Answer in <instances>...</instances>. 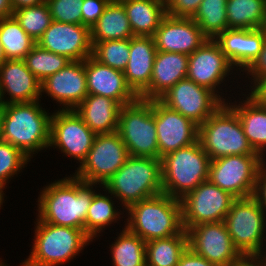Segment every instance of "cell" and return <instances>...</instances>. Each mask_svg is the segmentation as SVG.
<instances>
[{
	"label": "cell",
	"mask_w": 266,
	"mask_h": 266,
	"mask_svg": "<svg viewBox=\"0 0 266 266\" xmlns=\"http://www.w3.org/2000/svg\"><path fill=\"white\" fill-rule=\"evenodd\" d=\"M93 185L67 177L46 186L38 198V220L59 226L83 229L94 194Z\"/></svg>",
	"instance_id": "obj_1"
},
{
	"label": "cell",
	"mask_w": 266,
	"mask_h": 266,
	"mask_svg": "<svg viewBox=\"0 0 266 266\" xmlns=\"http://www.w3.org/2000/svg\"><path fill=\"white\" fill-rule=\"evenodd\" d=\"M2 141L20 149L27 157L50 147L51 116L38 100L29 103L3 104Z\"/></svg>",
	"instance_id": "obj_2"
},
{
	"label": "cell",
	"mask_w": 266,
	"mask_h": 266,
	"mask_svg": "<svg viewBox=\"0 0 266 266\" xmlns=\"http://www.w3.org/2000/svg\"><path fill=\"white\" fill-rule=\"evenodd\" d=\"M130 215L125 226L145 242L180 234L183 230L182 207L179 199L160 194L127 208Z\"/></svg>",
	"instance_id": "obj_3"
},
{
	"label": "cell",
	"mask_w": 266,
	"mask_h": 266,
	"mask_svg": "<svg viewBox=\"0 0 266 266\" xmlns=\"http://www.w3.org/2000/svg\"><path fill=\"white\" fill-rule=\"evenodd\" d=\"M103 186L126 209L133 203L160 195L163 193L161 159L129 156Z\"/></svg>",
	"instance_id": "obj_4"
},
{
	"label": "cell",
	"mask_w": 266,
	"mask_h": 266,
	"mask_svg": "<svg viewBox=\"0 0 266 266\" xmlns=\"http://www.w3.org/2000/svg\"><path fill=\"white\" fill-rule=\"evenodd\" d=\"M211 159L200 141L161 158L163 193L181 200L209 178Z\"/></svg>",
	"instance_id": "obj_5"
},
{
	"label": "cell",
	"mask_w": 266,
	"mask_h": 266,
	"mask_svg": "<svg viewBox=\"0 0 266 266\" xmlns=\"http://www.w3.org/2000/svg\"><path fill=\"white\" fill-rule=\"evenodd\" d=\"M198 140L211 160L259 154L248 143L236 111L225 102L199 126Z\"/></svg>",
	"instance_id": "obj_6"
},
{
	"label": "cell",
	"mask_w": 266,
	"mask_h": 266,
	"mask_svg": "<svg viewBox=\"0 0 266 266\" xmlns=\"http://www.w3.org/2000/svg\"><path fill=\"white\" fill-rule=\"evenodd\" d=\"M37 221L33 249L22 266H58L75 257L91 240L83 229Z\"/></svg>",
	"instance_id": "obj_7"
},
{
	"label": "cell",
	"mask_w": 266,
	"mask_h": 266,
	"mask_svg": "<svg viewBox=\"0 0 266 266\" xmlns=\"http://www.w3.org/2000/svg\"><path fill=\"white\" fill-rule=\"evenodd\" d=\"M224 222L233 245L245 259L266 258L262 254L265 212L252 196L237 198Z\"/></svg>",
	"instance_id": "obj_8"
},
{
	"label": "cell",
	"mask_w": 266,
	"mask_h": 266,
	"mask_svg": "<svg viewBox=\"0 0 266 266\" xmlns=\"http://www.w3.org/2000/svg\"><path fill=\"white\" fill-rule=\"evenodd\" d=\"M117 132L126 145L129 156L159 159L153 100L138 98L123 105Z\"/></svg>",
	"instance_id": "obj_9"
},
{
	"label": "cell",
	"mask_w": 266,
	"mask_h": 266,
	"mask_svg": "<svg viewBox=\"0 0 266 266\" xmlns=\"http://www.w3.org/2000/svg\"><path fill=\"white\" fill-rule=\"evenodd\" d=\"M260 154L231 155L211 160L208 180L236 198L253 196L259 170L265 166Z\"/></svg>",
	"instance_id": "obj_10"
},
{
	"label": "cell",
	"mask_w": 266,
	"mask_h": 266,
	"mask_svg": "<svg viewBox=\"0 0 266 266\" xmlns=\"http://www.w3.org/2000/svg\"><path fill=\"white\" fill-rule=\"evenodd\" d=\"M129 157L119 133L97 134L86 159L74 176L84 182L104 183L112 177Z\"/></svg>",
	"instance_id": "obj_11"
},
{
	"label": "cell",
	"mask_w": 266,
	"mask_h": 266,
	"mask_svg": "<svg viewBox=\"0 0 266 266\" xmlns=\"http://www.w3.org/2000/svg\"><path fill=\"white\" fill-rule=\"evenodd\" d=\"M236 199L209 180L200 183L180 200L184 230L203 223L224 221Z\"/></svg>",
	"instance_id": "obj_12"
},
{
	"label": "cell",
	"mask_w": 266,
	"mask_h": 266,
	"mask_svg": "<svg viewBox=\"0 0 266 266\" xmlns=\"http://www.w3.org/2000/svg\"><path fill=\"white\" fill-rule=\"evenodd\" d=\"M186 233L188 247L217 266H241L245 260L233 245L224 221L199 224Z\"/></svg>",
	"instance_id": "obj_13"
},
{
	"label": "cell",
	"mask_w": 266,
	"mask_h": 266,
	"mask_svg": "<svg viewBox=\"0 0 266 266\" xmlns=\"http://www.w3.org/2000/svg\"><path fill=\"white\" fill-rule=\"evenodd\" d=\"M159 100L198 126L205 122L225 101L212 90L189 78L178 81Z\"/></svg>",
	"instance_id": "obj_14"
},
{
	"label": "cell",
	"mask_w": 266,
	"mask_h": 266,
	"mask_svg": "<svg viewBox=\"0 0 266 266\" xmlns=\"http://www.w3.org/2000/svg\"><path fill=\"white\" fill-rule=\"evenodd\" d=\"M96 135L75 110L60 109L52 114L49 146H57L66 155L81 161V164L86 159Z\"/></svg>",
	"instance_id": "obj_15"
},
{
	"label": "cell",
	"mask_w": 266,
	"mask_h": 266,
	"mask_svg": "<svg viewBox=\"0 0 266 266\" xmlns=\"http://www.w3.org/2000/svg\"><path fill=\"white\" fill-rule=\"evenodd\" d=\"M159 159L198 141L199 126L159 99H153Z\"/></svg>",
	"instance_id": "obj_16"
},
{
	"label": "cell",
	"mask_w": 266,
	"mask_h": 266,
	"mask_svg": "<svg viewBox=\"0 0 266 266\" xmlns=\"http://www.w3.org/2000/svg\"><path fill=\"white\" fill-rule=\"evenodd\" d=\"M36 44L44 50L63 55L71 61H82L92 56L90 28L83 24L52 20Z\"/></svg>",
	"instance_id": "obj_17"
},
{
	"label": "cell",
	"mask_w": 266,
	"mask_h": 266,
	"mask_svg": "<svg viewBox=\"0 0 266 266\" xmlns=\"http://www.w3.org/2000/svg\"><path fill=\"white\" fill-rule=\"evenodd\" d=\"M157 51L192 54L208 38L192 18L166 15L154 36Z\"/></svg>",
	"instance_id": "obj_18"
},
{
	"label": "cell",
	"mask_w": 266,
	"mask_h": 266,
	"mask_svg": "<svg viewBox=\"0 0 266 266\" xmlns=\"http://www.w3.org/2000/svg\"><path fill=\"white\" fill-rule=\"evenodd\" d=\"M232 64L214 39H207L198 49L189 55L187 78L213 92L228 76Z\"/></svg>",
	"instance_id": "obj_19"
},
{
	"label": "cell",
	"mask_w": 266,
	"mask_h": 266,
	"mask_svg": "<svg viewBox=\"0 0 266 266\" xmlns=\"http://www.w3.org/2000/svg\"><path fill=\"white\" fill-rule=\"evenodd\" d=\"M42 92L48 93L60 105H65L62 110H74L88 95L85 60L71 61L46 78L41 82Z\"/></svg>",
	"instance_id": "obj_20"
},
{
	"label": "cell",
	"mask_w": 266,
	"mask_h": 266,
	"mask_svg": "<svg viewBox=\"0 0 266 266\" xmlns=\"http://www.w3.org/2000/svg\"><path fill=\"white\" fill-rule=\"evenodd\" d=\"M85 72L88 94L111 98L121 106L139 98L122 71L103 65L92 56L85 59Z\"/></svg>",
	"instance_id": "obj_21"
},
{
	"label": "cell",
	"mask_w": 266,
	"mask_h": 266,
	"mask_svg": "<svg viewBox=\"0 0 266 266\" xmlns=\"http://www.w3.org/2000/svg\"><path fill=\"white\" fill-rule=\"evenodd\" d=\"M232 66L246 70L258 57L266 40V27L226 29L214 39Z\"/></svg>",
	"instance_id": "obj_22"
},
{
	"label": "cell",
	"mask_w": 266,
	"mask_h": 266,
	"mask_svg": "<svg viewBox=\"0 0 266 266\" xmlns=\"http://www.w3.org/2000/svg\"><path fill=\"white\" fill-rule=\"evenodd\" d=\"M9 93L10 100H3ZM0 93L3 104L39 101L41 82L26 67L23 59L6 60L0 66Z\"/></svg>",
	"instance_id": "obj_23"
},
{
	"label": "cell",
	"mask_w": 266,
	"mask_h": 266,
	"mask_svg": "<svg viewBox=\"0 0 266 266\" xmlns=\"http://www.w3.org/2000/svg\"><path fill=\"white\" fill-rule=\"evenodd\" d=\"M189 56L157 51L149 86L139 95L145 100L159 99L178 81L187 77Z\"/></svg>",
	"instance_id": "obj_24"
},
{
	"label": "cell",
	"mask_w": 266,
	"mask_h": 266,
	"mask_svg": "<svg viewBox=\"0 0 266 266\" xmlns=\"http://www.w3.org/2000/svg\"><path fill=\"white\" fill-rule=\"evenodd\" d=\"M156 54L153 37L130 38L129 60L123 73L127 84L138 96L149 86Z\"/></svg>",
	"instance_id": "obj_25"
},
{
	"label": "cell",
	"mask_w": 266,
	"mask_h": 266,
	"mask_svg": "<svg viewBox=\"0 0 266 266\" xmlns=\"http://www.w3.org/2000/svg\"><path fill=\"white\" fill-rule=\"evenodd\" d=\"M121 107L111 98L88 94L74 110L94 133L104 134L117 131Z\"/></svg>",
	"instance_id": "obj_26"
},
{
	"label": "cell",
	"mask_w": 266,
	"mask_h": 266,
	"mask_svg": "<svg viewBox=\"0 0 266 266\" xmlns=\"http://www.w3.org/2000/svg\"><path fill=\"white\" fill-rule=\"evenodd\" d=\"M121 3L134 36L153 37L167 15L165 0H126Z\"/></svg>",
	"instance_id": "obj_27"
},
{
	"label": "cell",
	"mask_w": 266,
	"mask_h": 266,
	"mask_svg": "<svg viewBox=\"0 0 266 266\" xmlns=\"http://www.w3.org/2000/svg\"><path fill=\"white\" fill-rule=\"evenodd\" d=\"M241 105H230L237 113L243 132L253 150L263 156L266 148V105L251 94Z\"/></svg>",
	"instance_id": "obj_28"
},
{
	"label": "cell",
	"mask_w": 266,
	"mask_h": 266,
	"mask_svg": "<svg viewBox=\"0 0 266 266\" xmlns=\"http://www.w3.org/2000/svg\"><path fill=\"white\" fill-rule=\"evenodd\" d=\"M133 37V31L121 2L110 0L103 14L99 17L97 22L90 27L91 42L123 40Z\"/></svg>",
	"instance_id": "obj_29"
},
{
	"label": "cell",
	"mask_w": 266,
	"mask_h": 266,
	"mask_svg": "<svg viewBox=\"0 0 266 266\" xmlns=\"http://www.w3.org/2000/svg\"><path fill=\"white\" fill-rule=\"evenodd\" d=\"M229 29H259L266 27V0H227Z\"/></svg>",
	"instance_id": "obj_30"
},
{
	"label": "cell",
	"mask_w": 266,
	"mask_h": 266,
	"mask_svg": "<svg viewBox=\"0 0 266 266\" xmlns=\"http://www.w3.org/2000/svg\"><path fill=\"white\" fill-rule=\"evenodd\" d=\"M188 248L185 230L178 235L146 242V266H177Z\"/></svg>",
	"instance_id": "obj_31"
},
{
	"label": "cell",
	"mask_w": 266,
	"mask_h": 266,
	"mask_svg": "<svg viewBox=\"0 0 266 266\" xmlns=\"http://www.w3.org/2000/svg\"><path fill=\"white\" fill-rule=\"evenodd\" d=\"M0 42L7 60L24 59L36 45L14 16L0 19Z\"/></svg>",
	"instance_id": "obj_32"
},
{
	"label": "cell",
	"mask_w": 266,
	"mask_h": 266,
	"mask_svg": "<svg viewBox=\"0 0 266 266\" xmlns=\"http://www.w3.org/2000/svg\"><path fill=\"white\" fill-rule=\"evenodd\" d=\"M114 266H146V242L126 227L111 247Z\"/></svg>",
	"instance_id": "obj_33"
},
{
	"label": "cell",
	"mask_w": 266,
	"mask_h": 266,
	"mask_svg": "<svg viewBox=\"0 0 266 266\" xmlns=\"http://www.w3.org/2000/svg\"><path fill=\"white\" fill-rule=\"evenodd\" d=\"M227 0H202L192 19L208 39H215L228 29Z\"/></svg>",
	"instance_id": "obj_34"
},
{
	"label": "cell",
	"mask_w": 266,
	"mask_h": 266,
	"mask_svg": "<svg viewBox=\"0 0 266 266\" xmlns=\"http://www.w3.org/2000/svg\"><path fill=\"white\" fill-rule=\"evenodd\" d=\"M23 60L26 67L40 82L71 62L67 57L44 50L37 44L26 54Z\"/></svg>",
	"instance_id": "obj_35"
},
{
	"label": "cell",
	"mask_w": 266,
	"mask_h": 266,
	"mask_svg": "<svg viewBox=\"0 0 266 266\" xmlns=\"http://www.w3.org/2000/svg\"><path fill=\"white\" fill-rule=\"evenodd\" d=\"M111 201L106 195L94 194L85 221V232L91 239L95 238L106 225L119 218L117 217L119 213Z\"/></svg>",
	"instance_id": "obj_36"
},
{
	"label": "cell",
	"mask_w": 266,
	"mask_h": 266,
	"mask_svg": "<svg viewBox=\"0 0 266 266\" xmlns=\"http://www.w3.org/2000/svg\"><path fill=\"white\" fill-rule=\"evenodd\" d=\"M92 43V57L99 63L124 71L130 51V39L106 40Z\"/></svg>",
	"instance_id": "obj_37"
},
{
	"label": "cell",
	"mask_w": 266,
	"mask_h": 266,
	"mask_svg": "<svg viewBox=\"0 0 266 266\" xmlns=\"http://www.w3.org/2000/svg\"><path fill=\"white\" fill-rule=\"evenodd\" d=\"M21 28L36 42L50 26L52 17L46 2L13 11Z\"/></svg>",
	"instance_id": "obj_38"
},
{
	"label": "cell",
	"mask_w": 266,
	"mask_h": 266,
	"mask_svg": "<svg viewBox=\"0 0 266 266\" xmlns=\"http://www.w3.org/2000/svg\"><path fill=\"white\" fill-rule=\"evenodd\" d=\"M27 157L20 149L10 143L0 142V189L3 190L8 179L17 174L27 162Z\"/></svg>",
	"instance_id": "obj_39"
},
{
	"label": "cell",
	"mask_w": 266,
	"mask_h": 266,
	"mask_svg": "<svg viewBox=\"0 0 266 266\" xmlns=\"http://www.w3.org/2000/svg\"><path fill=\"white\" fill-rule=\"evenodd\" d=\"M52 20L82 24L81 8L83 0H46Z\"/></svg>",
	"instance_id": "obj_40"
},
{
	"label": "cell",
	"mask_w": 266,
	"mask_h": 266,
	"mask_svg": "<svg viewBox=\"0 0 266 266\" xmlns=\"http://www.w3.org/2000/svg\"><path fill=\"white\" fill-rule=\"evenodd\" d=\"M166 14L172 17L192 18L202 0H165Z\"/></svg>",
	"instance_id": "obj_41"
},
{
	"label": "cell",
	"mask_w": 266,
	"mask_h": 266,
	"mask_svg": "<svg viewBox=\"0 0 266 266\" xmlns=\"http://www.w3.org/2000/svg\"><path fill=\"white\" fill-rule=\"evenodd\" d=\"M110 0H83L81 14L82 24L92 27L99 17L103 14V11Z\"/></svg>",
	"instance_id": "obj_42"
},
{
	"label": "cell",
	"mask_w": 266,
	"mask_h": 266,
	"mask_svg": "<svg viewBox=\"0 0 266 266\" xmlns=\"http://www.w3.org/2000/svg\"><path fill=\"white\" fill-rule=\"evenodd\" d=\"M251 74L256 85L262 78L266 77V40L263 44L262 50L253 63L245 70Z\"/></svg>",
	"instance_id": "obj_43"
},
{
	"label": "cell",
	"mask_w": 266,
	"mask_h": 266,
	"mask_svg": "<svg viewBox=\"0 0 266 266\" xmlns=\"http://www.w3.org/2000/svg\"><path fill=\"white\" fill-rule=\"evenodd\" d=\"M252 197L266 211V167L264 166L258 172Z\"/></svg>",
	"instance_id": "obj_44"
},
{
	"label": "cell",
	"mask_w": 266,
	"mask_h": 266,
	"mask_svg": "<svg viewBox=\"0 0 266 266\" xmlns=\"http://www.w3.org/2000/svg\"><path fill=\"white\" fill-rule=\"evenodd\" d=\"M177 266H217V265L209 262L204 257H201L200 255H198L188 247L181 255Z\"/></svg>",
	"instance_id": "obj_45"
},
{
	"label": "cell",
	"mask_w": 266,
	"mask_h": 266,
	"mask_svg": "<svg viewBox=\"0 0 266 266\" xmlns=\"http://www.w3.org/2000/svg\"><path fill=\"white\" fill-rule=\"evenodd\" d=\"M254 89L251 91V95L260 103L266 105V77L262 78L256 85H253Z\"/></svg>",
	"instance_id": "obj_46"
},
{
	"label": "cell",
	"mask_w": 266,
	"mask_h": 266,
	"mask_svg": "<svg viewBox=\"0 0 266 266\" xmlns=\"http://www.w3.org/2000/svg\"><path fill=\"white\" fill-rule=\"evenodd\" d=\"M46 0H11V4L14 10H18L24 7L36 6L44 3Z\"/></svg>",
	"instance_id": "obj_47"
},
{
	"label": "cell",
	"mask_w": 266,
	"mask_h": 266,
	"mask_svg": "<svg viewBox=\"0 0 266 266\" xmlns=\"http://www.w3.org/2000/svg\"><path fill=\"white\" fill-rule=\"evenodd\" d=\"M13 16L11 0H0V19Z\"/></svg>",
	"instance_id": "obj_48"
},
{
	"label": "cell",
	"mask_w": 266,
	"mask_h": 266,
	"mask_svg": "<svg viewBox=\"0 0 266 266\" xmlns=\"http://www.w3.org/2000/svg\"><path fill=\"white\" fill-rule=\"evenodd\" d=\"M241 266H266V258L245 259Z\"/></svg>",
	"instance_id": "obj_49"
},
{
	"label": "cell",
	"mask_w": 266,
	"mask_h": 266,
	"mask_svg": "<svg viewBox=\"0 0 266 266\" xmlns=\"http://www.w3.org/2000/svg\"><path fill=\"white\" fill-rule=\"evenodd\" d=\"M3 119H4V110L3 106H0V142L2 141Z\"/></svg>",
	"instance_id": "obj_50"
},
{
	"label": "cell",
	"mask_w": 266,
	"mask_h": 266,
	"mask_svg": "<svg viewBox=\"0 0 266 266\" xmlns=\"http://www.w3.org/2000/svg\"><path fill=\"white\" fill-rule=\"evenodd\" d=\"M7 60L6 56H5V53H4V50H3V47H2V44L0 42V66Z\"/></svg>",
	"instance_id": "obj_51"
},
{
	"label": "cell",
	"mask_w": 266,
	"mask_h": 266,
	"mask_svg": "<svg viewBox=\"0 0 266 266\" xmlns=\"http://www.w3.org/2000/svg\"><path fill=\"white\" fill-rule=\"evenodd\" d=\"M3 191L0 189V207L2 205V202H3Z\"/></svg>",
	"instance_id": "obj_52"
},
{
	"label": "cell",
	"mask_w": 266,
	"mask_h": 266,
	"mask_svg": "<svg viewBox=\"0 0 266 266\" xmlns=\"http://www.w3.org/2000/svg\"><path fill=\"white\" fill-rule=\"evenodd\" d=\"M0 106H3V101H2V98H1V93H0Z\"/></svg>",
	"instance_id": "obj_53"
},
{
	"label": "cell",
	"mask_w": 266,
	"mask_h": 266,
	"mask_svg": "<svg viewBox=\"0 0 266 266\" xmlns=\"http://www.w3.org/2000/svg\"><path fill=\"white\" fill-rule=\"evenodd\" d=\"M112 1L123 2V1H126V0H112Z\"/></svg>",
	"instance_id": "obj_54"
},
{
	"label": "cell",
	"mask_w": 266,
	"mask_h": 266,
	"mask_svg": "<svg viewBox=\"0 0 266 266\" xmlns=\"http://www.w3.org/2000/svg\"><path fill=\"white\" fill-rule=\"evenodd\" d=\"M1 262V261H0ZM0 266H7V265H4L3 262L0 263Z\"/></svg>",
	"instance_id": "obj_55"
}]
</instances>
